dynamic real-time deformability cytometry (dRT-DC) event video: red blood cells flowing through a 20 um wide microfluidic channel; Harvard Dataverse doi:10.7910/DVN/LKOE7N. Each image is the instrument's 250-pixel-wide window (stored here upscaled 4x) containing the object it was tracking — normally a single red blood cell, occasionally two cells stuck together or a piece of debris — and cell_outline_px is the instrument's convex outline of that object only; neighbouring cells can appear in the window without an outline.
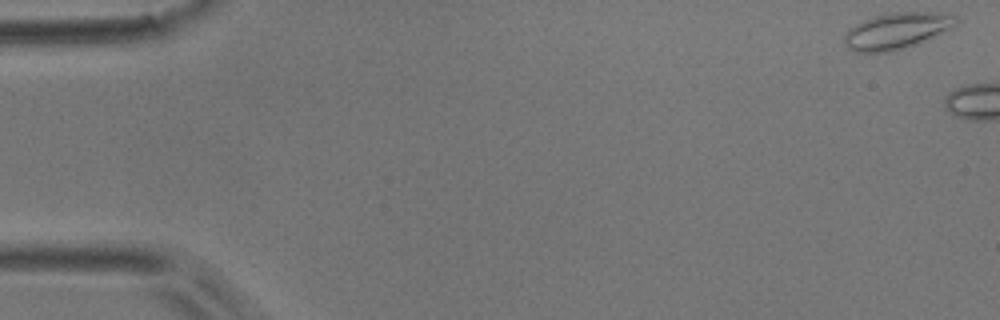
{"species": "common noctule bat (a hibernating species)", "species_latin": "Nyctalus noctula", "temperature_condition": "room temperature", "stored_images_in_passage": 2, "camera_frame_rate_fps": 3000, "um_per_image_px": 0.085, "animal": {"sex": "male", "body_mass_g": 17.9}, "frame": {"image": 1, "passage_image": 1, "time_ms": 0.0, "image_size_px": [1000, 320], "cell_outline_px": [[960, 20], [956, 28], [928, 40], [892, 52], [856, 52], [848, 48], [844, 44], [844, 32], [848, 28], [872, 16], [892, 12], [936, 12], [956, 16]], "centroid_in_image_um": [76.27, 2.62], "position_along_channel_um": 8.7, "area_um2": 24.22}}